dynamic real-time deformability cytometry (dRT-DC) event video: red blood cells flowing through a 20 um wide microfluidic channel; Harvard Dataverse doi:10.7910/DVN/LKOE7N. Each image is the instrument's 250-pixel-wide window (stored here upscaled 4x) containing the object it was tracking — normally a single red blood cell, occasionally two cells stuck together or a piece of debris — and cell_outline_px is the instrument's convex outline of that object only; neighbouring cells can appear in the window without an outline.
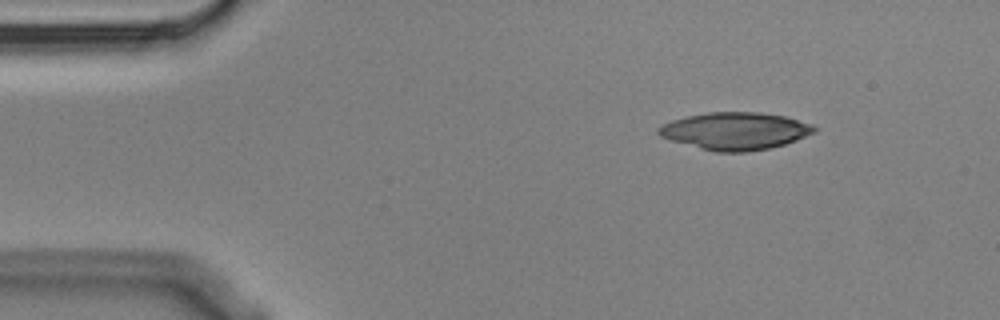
{"species": "Egyptian fruit bat (a non-hibernating species)", "species_latin": "Rousettus aegyptiacus", "temperature_condition": "cold", "stored_images_in_passage": 3, "camera_frame_rate_fps": 3000, "um_per_image_px": 0.085, "animal": {"sex": "male"}, "frame": {"image": 1, "passage_image": 1, "time_ms": 0.0, "image_size_px": [1000, 320], "cell_outline_px": [[816, 132], [796, 140], [784, 144], [768, 148], [744, 152], [716, 152], [700, 148], [672, 140], [660, 136], [656, 132], [656, 128], [660, 124], [672, 120], [688, 116], [708, 112], [760, 112], [784, 116], [812, 124], [816, 128]], "centroid_in_image_um": [62.47, 11.13], "position_along_channel_um": 22.5, "area_um2": 33.81}}